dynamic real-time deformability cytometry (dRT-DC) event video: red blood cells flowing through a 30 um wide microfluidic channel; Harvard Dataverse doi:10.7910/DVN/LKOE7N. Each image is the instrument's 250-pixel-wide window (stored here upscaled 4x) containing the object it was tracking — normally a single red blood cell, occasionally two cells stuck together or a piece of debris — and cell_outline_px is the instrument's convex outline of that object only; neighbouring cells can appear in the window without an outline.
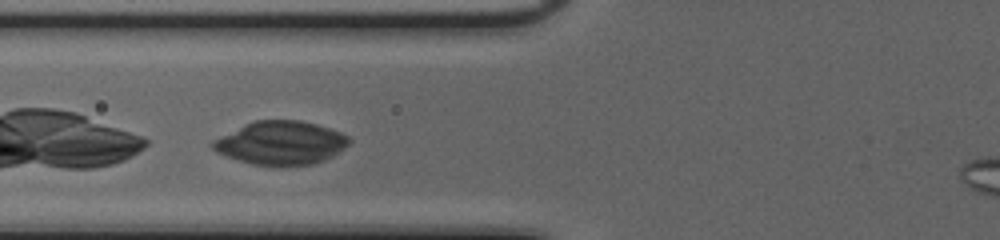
{"species": "common noctule bat (a hibernating species)", "species_latin": "Nyctalus noctula", "temperature_condition": "cold", "stored_images_in_passage": 23, "camera_frame_rate_fps": 3000, "um_per_image_px": 0.085, "animal": {"sex": "female", "body_mass_g": 20.0, "forearm_length_mm": 54.0}, "frame": {"image": 1, "passage_image": 3, "time_ms": 0.667, "image_size_px": [1000, 240], "cell_outline_px": [[352, 140], [344, 148], [332, 156], [324, 160], [312, 164], [280, 168], [252, 164], [236, 160], [216, 152], [208, 144], [212, 140], [256, 120], [300, 120], [316, 124], [340, 132], [348, 136]], "centroid_in_image_um": [23.86, 12.18], "position_along_channel_um": 101.9, "area_um2": 34.85}}
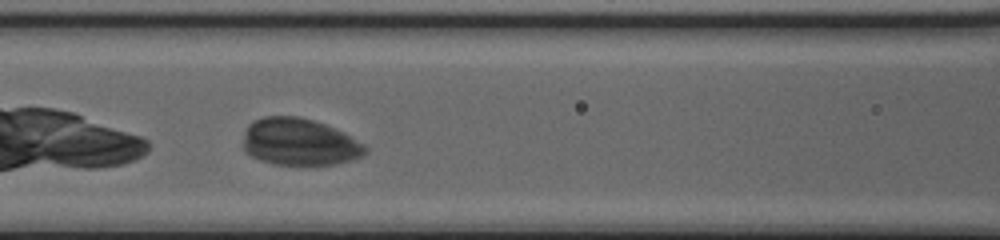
{"frame": {"image": 2, "passage_image": 6, "time_ms": 1.667, "image_size_px": [1000, 240], "cell_outline_px": [[368, 152], [364, 156], [352, 160], [336, 164], [272, 164], [260, 160], [252, 156], [244, 148], [244, 132], [248, 124], [252, 120], [264, 116], [300, 116], [324, 124], [364, 144], [368, 148]], "centroid_in_image_um": [25.43, 12.06], "position_along_channel_um": 141.2, "area_um2": 33.29}}
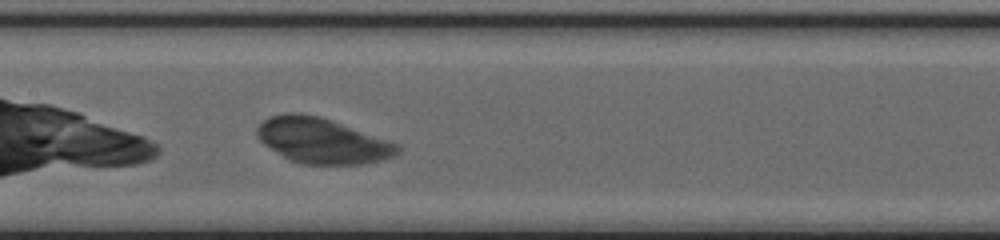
{"frame": {"image": 3, "passage_image": 9, "time_ms": 2.667, "image_size_px": [1000, 240], "cell_outline_px": [[404, 148], [396, 156], [364, 164], [300, 164], [288, 160], [264, 144], [256, 136], [256, 128], [268, 116], [284, 112], [300, 112], [320, 116], [332, 120], [400, 144]], "centroid_in_image_um": [27.4, 11.95], "position_along_channel_um": 180.0, "area_um2": 37.63}}